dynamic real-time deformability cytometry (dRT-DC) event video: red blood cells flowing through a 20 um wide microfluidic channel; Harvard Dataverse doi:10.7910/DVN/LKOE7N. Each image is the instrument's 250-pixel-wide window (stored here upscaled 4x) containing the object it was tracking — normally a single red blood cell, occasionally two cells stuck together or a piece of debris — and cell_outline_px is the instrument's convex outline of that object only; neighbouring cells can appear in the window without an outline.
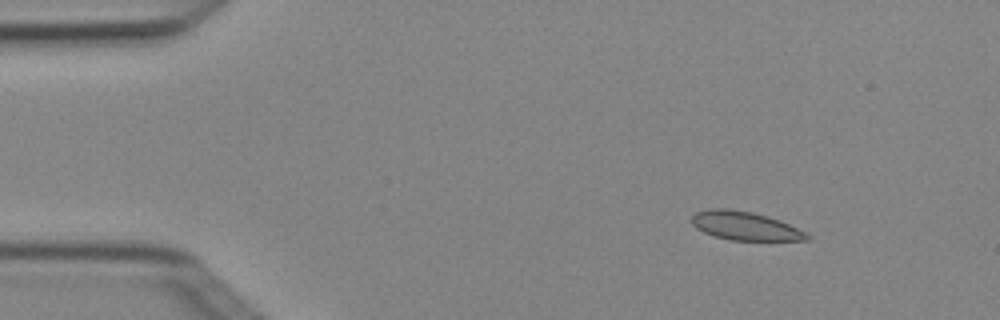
{"species": "Egyptian fruit bat (a non-hibernating species)", "species_latin": "Rousettus aegyptiacus", "temperature_condition": "cold", "stored_images_in_passage": 4, "camera_frame_rate_fps": 3000, "um_per_image_px": 0.085, "animal": {"sex": "female"}, "frame": {"image": 1, "passage_image": 2, "time_ms": 0.333, "image_size_px": [1000, 320], "cell_outline_px": [[812, 236], [808, 240], [728, 240], [712, 236], [696, 228], [692, 224], [692, 216], [696, 212], [708, 208], [728, 208], [752, 212], [768, 216], [780, 220]], "centroid_in_image_um": [63.29, 19.19], "position_along_channel_um": 21.7, "area_um2": 19.25}}